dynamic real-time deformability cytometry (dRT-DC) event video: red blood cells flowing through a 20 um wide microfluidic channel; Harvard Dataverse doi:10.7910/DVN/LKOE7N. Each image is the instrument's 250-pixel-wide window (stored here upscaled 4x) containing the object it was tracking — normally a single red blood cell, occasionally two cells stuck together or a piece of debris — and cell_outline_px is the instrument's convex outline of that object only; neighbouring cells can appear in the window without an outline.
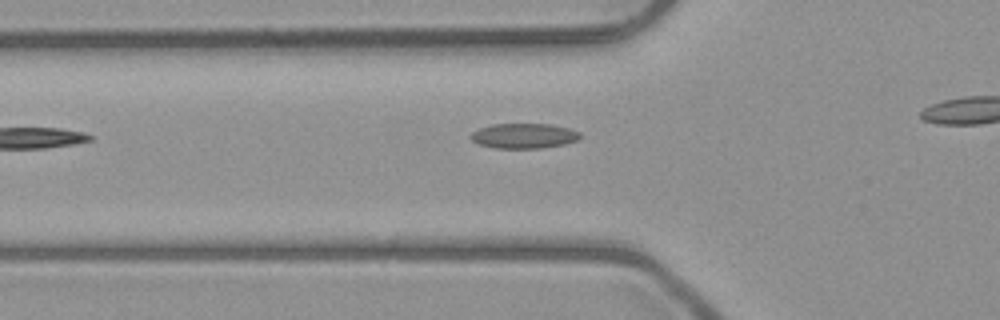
{"species": "common noctule bat (a hibernating species)", "species_latin": "Nyctalus noctula", "temperature_condition": "room temperature", "stored_images_in_passage": 4, "camera_frame_rate_fps": 3000, "um_per_image_px": 0.085, "animal": {"sex": "male", "body_mass_g": 23.1, "forearm_length_mm": 52.7}, "frame": {"image": 1, "passage_image": 4, "time_ms": 3.333, "image_size_px": [1000, 320], "cell_outline_px": [[580, 136], [576, 140], [564, 144], [540, 148], [496, 148], [480, 144], [472, 140], [468, 136], [472, 132], [480, 128], [492, 124], [552, 124], [568, 128], [580, 132]], "centroid_in_image_um": [44.51, 11.54], "position_along_channel_um": 81.3, "area_um2": 15.84}}